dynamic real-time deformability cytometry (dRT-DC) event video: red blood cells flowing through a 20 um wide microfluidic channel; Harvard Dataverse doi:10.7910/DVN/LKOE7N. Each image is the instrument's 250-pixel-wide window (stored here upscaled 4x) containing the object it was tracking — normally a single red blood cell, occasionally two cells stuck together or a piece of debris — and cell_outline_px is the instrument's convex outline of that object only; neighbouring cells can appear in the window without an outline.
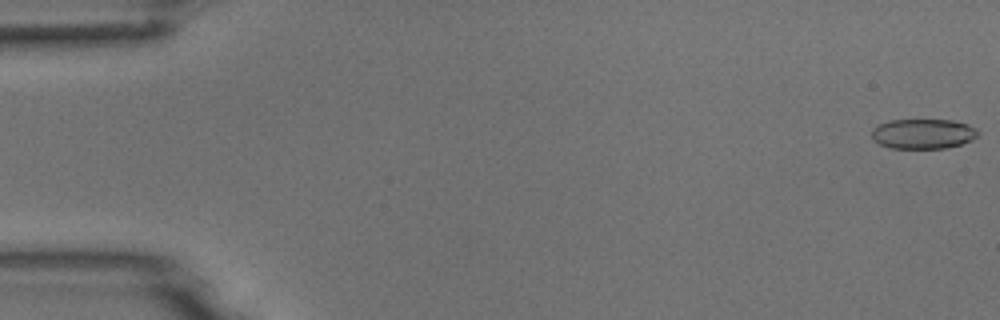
{"species": "common noctule bat (a hibernating species)", "species_latin": "Nyctalus noctula", "temperature_condition": "room temperature", "stored_images_in_passage": 51, "camera_frame_rate_fps": 3000, "um_per_image_px": 0.085, "animal": {"sex": "male", "body_mass_g": 18.8}, "frame": {"image": 1, "passage_image": 1, "time_ms": 0.0, "image_size_px": [1000, 320], "cell_outline_px": [[980, 132], [972, 140], [960, 144], [944, 148], [892, 148], [880, 144], [872, 140], [872, 128], [888, 120], [952, 120], [968, 124], [976, 128]], "centroid_in_image_um": [78.46, 11.37], "position_along_channel_um": 6.5, "area_um2": 18.55}}
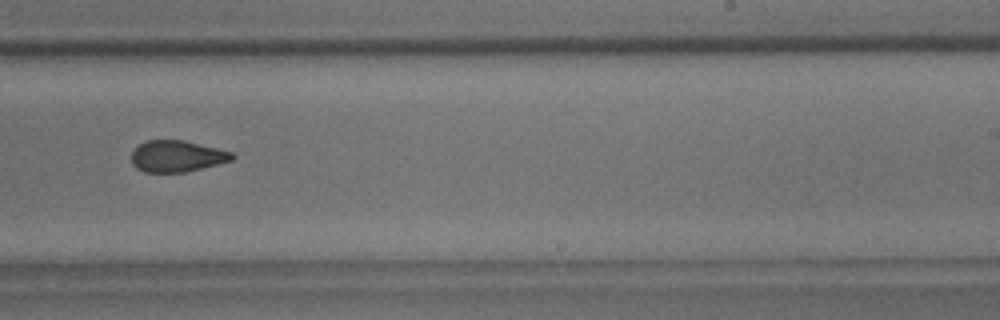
{"frame": {"image": 2, "passage_image": 32, "time_ms": 10.333, "image_size_px": [1000, 320], "cell_outline_px": [[236, 156], [232, 160], [184, 172], [144, 172], [136, 168], [132, 164], [132, 152], [140, 144], [148, 140], [184, 140], [232, 152]], "centroid_in_image_um": [15.02, 13.27], "position_along_channel_um": 274.0, "area_um2": 18.21}}
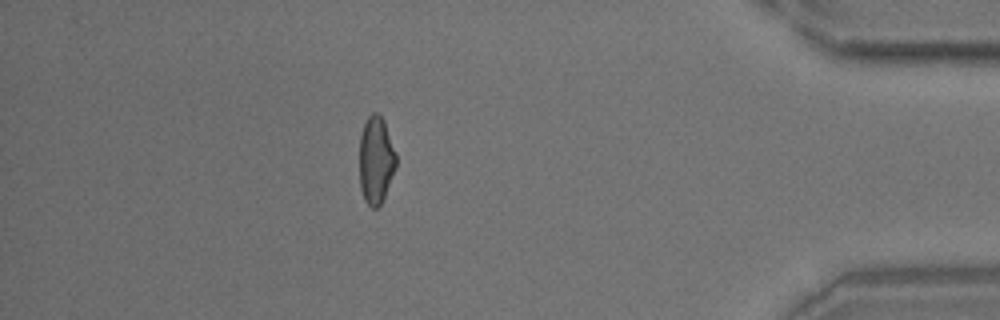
{"frame": {"image": 3, "passage_image": 45, "time_ms": 14.667, "image_size_px": [1000, 320], "cell_outline_px": [[396, 168], [384, 196], [380, 204], [376, 208], [372, 208], [364, 200], [360, 188], [360, 136], [364, 124], [368, 116], [372, 112], [376, 112], [384, 120], [396, 152]], "centroid_in_image_um": [31.96, 13.59], "position_along_channel_um": 403.2, "area_um2": 18.67}}